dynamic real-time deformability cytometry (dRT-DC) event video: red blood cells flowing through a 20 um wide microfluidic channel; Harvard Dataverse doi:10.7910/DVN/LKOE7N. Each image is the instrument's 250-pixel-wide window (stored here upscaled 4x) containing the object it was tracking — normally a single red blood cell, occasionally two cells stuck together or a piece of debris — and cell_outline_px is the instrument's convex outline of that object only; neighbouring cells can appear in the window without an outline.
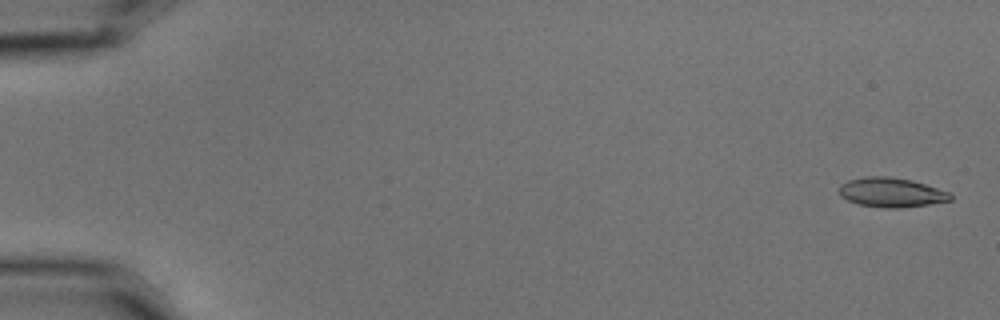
{"species": "common noctule bat (a hibernating species)", "species_latin": "Nyctalus noctula", "temperature_condition": "cold", "stored_images_in_passage": 6, "camera_frame_rate_fps": 3000, "um_per_image_px": 0.085, "animal": {"sex": "male", "body_mass_g": 15.6}, "frame": {"image": 1, "passage_image": 1, "time_ms": 0.0, "image_size_px": [1000, 320], "cell_outline_px": [[952, 200], [928, 204], [900, 208], [884, 208], [860, 204], [848, 200], [840, 196], [840, 184], [848, 180], [868, 176], [888, 176], [912, 180], [948, 192], [952, 196]], "centroid_in_image_um": [75.74, 16.35], "position_along_channel_um": 9.3, "area_um2": 18.9}}
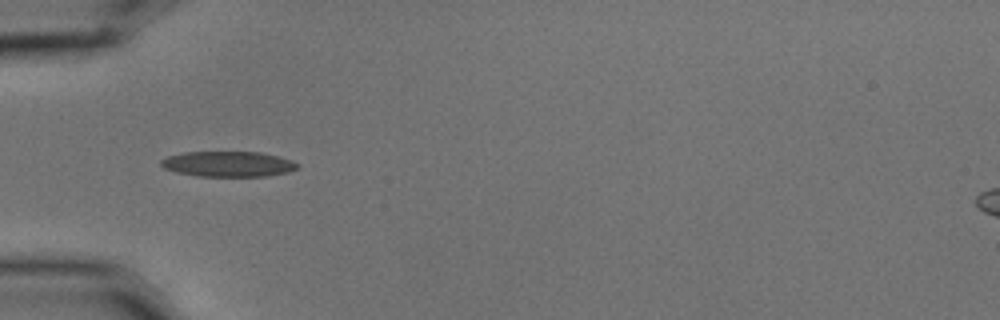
{"frame": {"image": 2, "passage_image": 5, "time_ms": 1.333, "image_size_px": [1000, 320], "cell_outline_px": [[300, 168], [288, 172], [268, 176], [196, 176], [176, 172], [164, 168], [160, 164], [160, 160], [168, 156], [184, 152], [260, 152], [280, 156], [292, 160], [300, 164]], "centroid_in_image_um": [19.43, 13.94], "position_along_channel_um": 65.6, "area_um2": 20.4}}
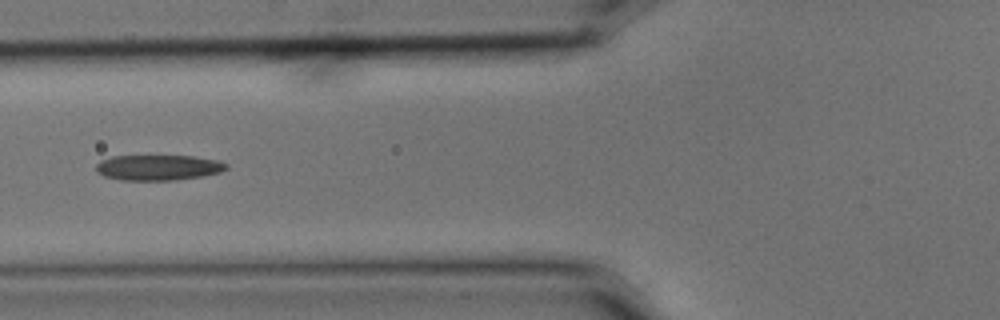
{"frame": {"image": 3, "passage_image": 6, "time_ms": 1.667, "image_size_px": [1000, 320], "cell_outline_px": [[228, 168], [220, 172], [204, 176], [172, 180], [120, 180], [104, 176], [96, 172], [96, 164], [100, 160], [112, 156], [196, 156], [220, 160], [228, 164]], "centroid_in_image_um": [13.47, 14.23], "position_along_channel_um": 112.3, "area_um2": 19.54}}